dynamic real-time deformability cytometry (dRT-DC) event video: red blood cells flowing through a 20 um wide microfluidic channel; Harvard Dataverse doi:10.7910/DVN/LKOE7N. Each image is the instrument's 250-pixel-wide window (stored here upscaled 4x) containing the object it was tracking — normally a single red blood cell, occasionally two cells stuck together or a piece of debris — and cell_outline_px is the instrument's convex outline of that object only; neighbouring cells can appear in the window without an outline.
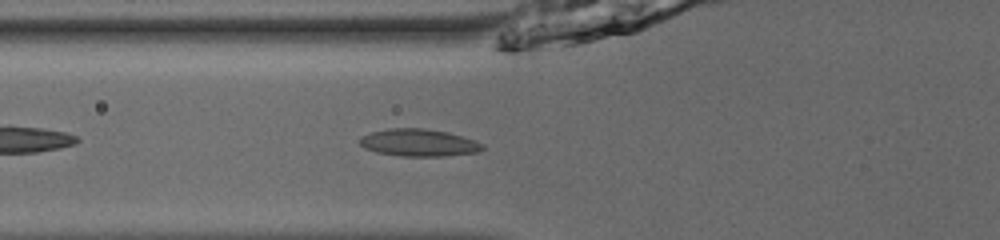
{"species": "common noctule bat (a hibernating species)", "species_latin": "Nyctalus noctula", "temperature_condition": "room temperature", "stored_images_in_passage": 38, "camera_frame_rate_fps": 3000, "um_per_image_px": 0.085, "animal": {"sex": "male", "body_mass_g": 13.0, "forearm_length_mm": 53.1}, "frame": {"image": 1, "passage_image": 6, "time_ms": 1.667, "image_size_px": [1000, 240], "cell_outline_px": [[484, 148], [480, 152], [444, 156], [400, 156], [376, 152], [364, 148], [360, 144], [360, 136], [372, 132], [388, 128], [424, 128], [448, 132], [476, 140], [484, 144]], "centroid_in_image_um": [35.62, 12.13], "position_along_channel_um": 90.2, "area_um2": 19.71}}
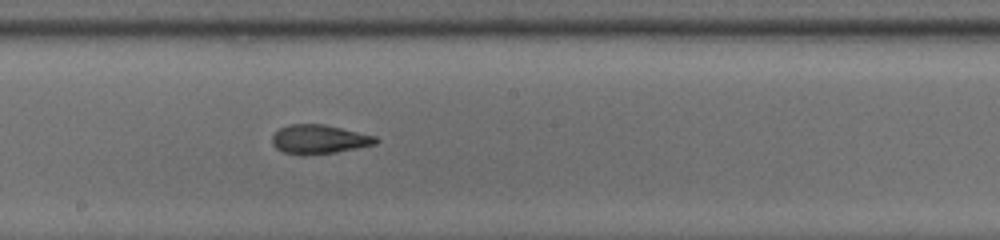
{"frame": {"image": 2, "passage_image": 16, "time_ms": 5.0, "image_size_px": [1000, 240], "cell_outline_px": [[380, 140], [376, 144], [336, 152], [304, 156], [300, 156], [284, 152], [276, 148], [272, 144], [272, 136], [280, 128], [288, 124], [324, 124], [376, 136]], "centroid_in_image_um": [27.11, 11.85], "position_along_channel_um": 221.1, "area_um2": 17.69}}
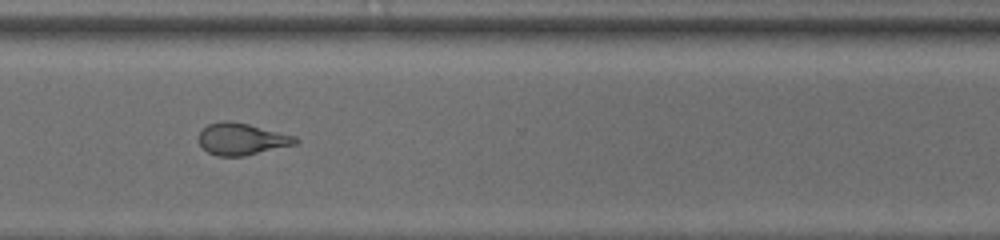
{"frame": {"image": 3, "passage_image": 26, "time_ms": 8.333, "image_size_px": [1000, 240], "cell_outline_px": [[300, 140], [296, 144], [244, 156], [216, 156], [208, 152], [200, 144], [200, 132], [208, 124], [224, 120], [228, 120], [248, 124], [296, 136]], "centroid_in_image_um": [20.57, 11.82], "position_along_channel_um": 350.0, "area_um2": 17.8}, "authors_computed_cell_mechanics": {"area_um2": 18.1492, "velocity_mm_per_s": 3.8815, "shape_relaxation_time_tau1_ms": null, "shape_relaxation_time_tau2_ms": 1.4685, "deformation_change_tau1": null, "deformation_change_tau2": 0.087}}